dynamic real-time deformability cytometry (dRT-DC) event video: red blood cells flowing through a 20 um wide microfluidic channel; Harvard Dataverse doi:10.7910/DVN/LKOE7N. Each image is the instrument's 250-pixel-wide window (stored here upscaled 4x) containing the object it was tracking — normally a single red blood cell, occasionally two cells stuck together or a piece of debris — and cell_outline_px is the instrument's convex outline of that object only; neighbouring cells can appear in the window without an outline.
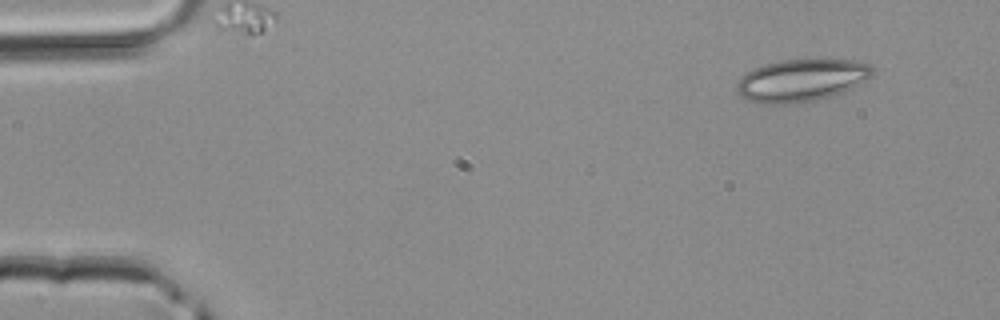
{"species": "common noctule bat (a hibernating species)", "species_latin": "Nyctalus noctula", "temperature_condition": "room temperature", "stored_images_in_passage": 3, "camera_frame_rate_fps": 3000, "um_per_image_px": 0.085, "animal": {"sex": "male", "body_mass_g": 20.4}, "frame": {"image": 1, "passage_image": 1, "time_ms": 0.0, "image_size_px": [1000, 320], "cell_outline_px": [[872, 76], [852, 88], [832, 96], [816, 100], [792, 104], [768, 104], [748, 100], [740, 96], [736, 88], [736, 84], [740, 76], [744, 72], [764, 64], [780, 60], [852, 60], [868, 64], [872, 68]], "centroid_in_image_um": [68.07, 6.83], "position_along_channel_um": 16.9, "area_um2": 33.52}}